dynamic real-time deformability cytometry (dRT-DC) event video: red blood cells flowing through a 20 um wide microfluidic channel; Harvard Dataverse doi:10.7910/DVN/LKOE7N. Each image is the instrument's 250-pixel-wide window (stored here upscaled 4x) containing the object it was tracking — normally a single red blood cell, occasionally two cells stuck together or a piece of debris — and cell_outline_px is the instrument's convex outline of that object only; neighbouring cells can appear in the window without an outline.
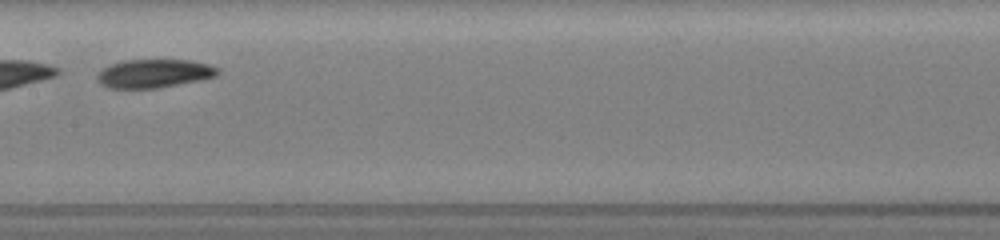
{"species": "common noctule bat (a hibernating species)", "species_latin": "Nyctalus noctula", "temperature_condition": "room temperature", "stored_images_in_passage": 19, "camera_frame_rate_fps": 3000, "um_per_image_px": 0.085, "animal": {"sex": "female", "body_mass_g": 19.5, "forearm_length_mm": 54.1}, "frame": {"image": 1, "passage_image": 9, "time_ms": 3.333, "image_size_px": [1000, 240], "cell_outline_px": [[220, 72], [216, 76], [204, 80], [160, 88], [108, 88], [100, 84], [96, 80], [96, 76], [104, 68], [112, 64], [124, 60], [188, 60], [208, 64], [220, 68]], "centroid_in_image_um": [13.14, 6.26], "position_along_channel_um": 194.3, "area_um2": 20.23}, "authors_computed_cell_mechanics": {"area_um2": 19.5942, "velocity_mm_per_s": 3.887, "shape_relaxation_time_tau1_ms": 0.4338, "shape_relaxation_time_tau2_ms": null, "deformation_change_tau1": 0.2354, "deformation_change_tau2": null}}